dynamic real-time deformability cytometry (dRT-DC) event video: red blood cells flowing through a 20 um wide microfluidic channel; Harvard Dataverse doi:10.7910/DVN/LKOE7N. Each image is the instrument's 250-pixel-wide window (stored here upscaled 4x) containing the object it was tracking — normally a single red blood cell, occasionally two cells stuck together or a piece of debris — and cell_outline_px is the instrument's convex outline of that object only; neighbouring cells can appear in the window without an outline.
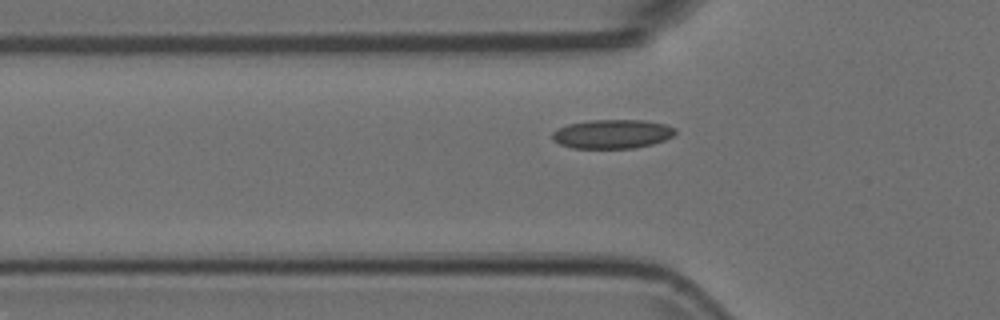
{"species": "Egyptian fruit bat (a non-hibernating species)", "species_latin": "Rousettus aegyptiacus", "temperature_condition": "room temperature", "stored_images_in_passage": 39, "camera_frame_rate_fps": 3000, "um_per_image_px": 0.085, "animal": {"sex": "female"}, "frame": {"image": 1, "passage_image": 3, "time_ms": 0.667, "image_size_px": [1000, 320], "cell_outline_px": [[676, 132], [672, 136], [664, 140], [652, 144], [636, 148], [572, 148], [560, 144], [552, 140], [552, 132], [556, 128], [568, 124], [588, 120], [644, 120], [664, 124], [676, 128]], "centroid_in_image_um": [52.01, 11.38], "position_along_channel_um": 73.8, "area_um2": 20.92}}
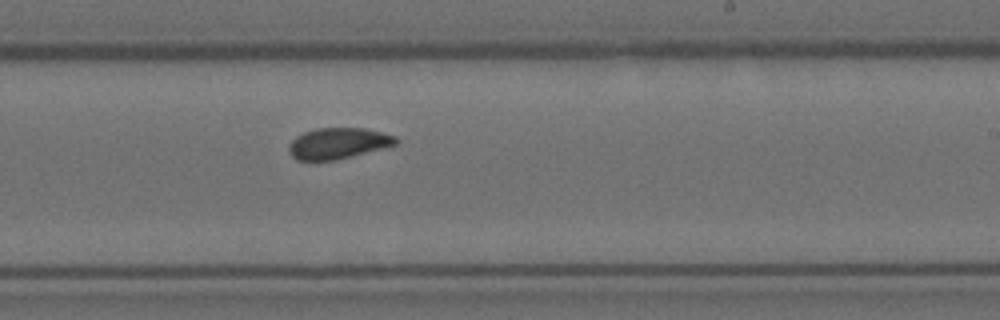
{"frame": {"image": 2, "passage_image": 18, "time_ms": 5.667, "image_size_px": [1000, 320], "cell_outline_px": [[396, 144], [336, 160], [296, 160], [292, 156], [288, 148], [292, 140], [296, 136], [304, 132], [316, 128], [364, 128], [396, 136]], "centroid_in_image_um": [28.69, 12.18], "position_along_channel_um": 260.3, "area_um2": 19.02}}
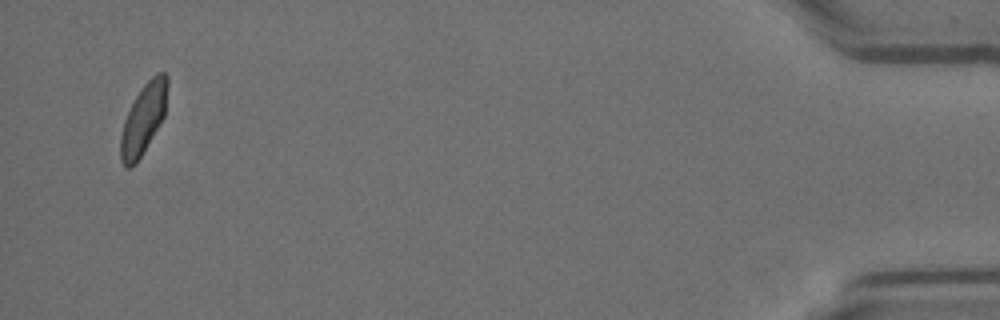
{"frame": {"image": 3, "passage_image": 38, "time_ms": 12.333, "image_size_px": [1000, 320], "cell_outline_px": [[168, 84], [164, 116], [136, 164], [128, 168], [120, 160], [120, 136], [124, 120], [140, 88], [156, 72], [164, 72], [168, 76]], "centroid_in_image_um": [12.19, 10.08], "position_along_channel_um": 423.0, "area_um2": 19.02}}